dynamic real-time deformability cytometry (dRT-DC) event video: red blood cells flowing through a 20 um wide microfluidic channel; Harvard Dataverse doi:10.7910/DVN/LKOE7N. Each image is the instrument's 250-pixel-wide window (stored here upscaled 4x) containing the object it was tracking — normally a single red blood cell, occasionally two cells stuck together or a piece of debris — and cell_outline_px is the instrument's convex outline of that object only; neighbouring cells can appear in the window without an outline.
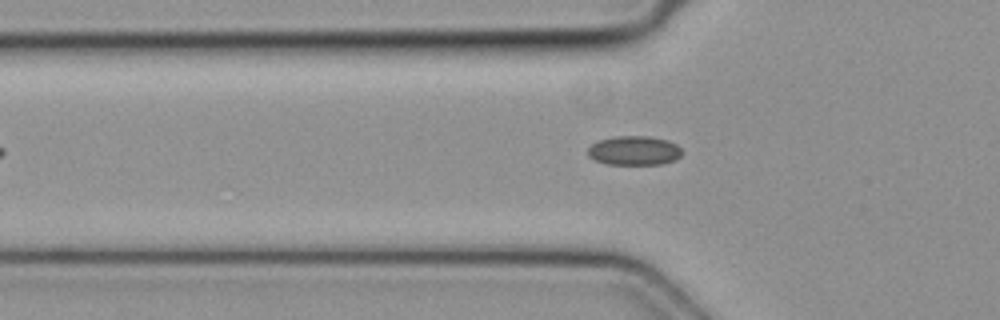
{"species": "common noctule bat (a hibernating species)", "species_latin": "Nyctalus noctula", "temperature_condition": "cold", "stored_images_in_passage": 22, "camera_frame_rate_fps": 3000, "um_per_image_px": 0.085, "animal": {"sex": "female", "body_mass_g": 19.3, "forearm_length_mm": 54.1}, "frame": {"image": 1, "passage_image": 2, "time_ms": 0.333, "image_size_px": [1000, 320], "cell_outline_px": [[680, 156], [676, 160], [660, 164], [608, 164], [596, 160], [588, 156], [588, 148], [592, 144], [600, 140], [616, 136], [648, 136], [668, 140], [676, 144], [680, 148]], "centroid_in_image_um": [53.91, 12.8], "position_along_channel_um": 71.9, "area_um2": 15.9}}
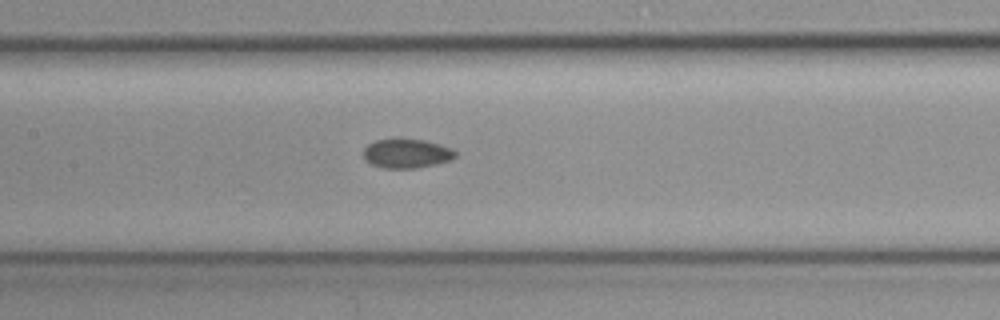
{"frame": {"image": 2, "passage_image": 9, "time_ms": 2.667, "image_size_px": [1000, 320], "cell_outline_px": [[456, 156], [452, 160], [416, 168], [384, 168], [372, 164], [364, 156], [364, 148], [368, 144], [376, 140], [424, 140], [440, 144], [452, 148], [456, 152]], "centroid_in_image_um": [34.61, 13.05], "position_along_channel_um": 172.8, "area_um2": 15.32}}
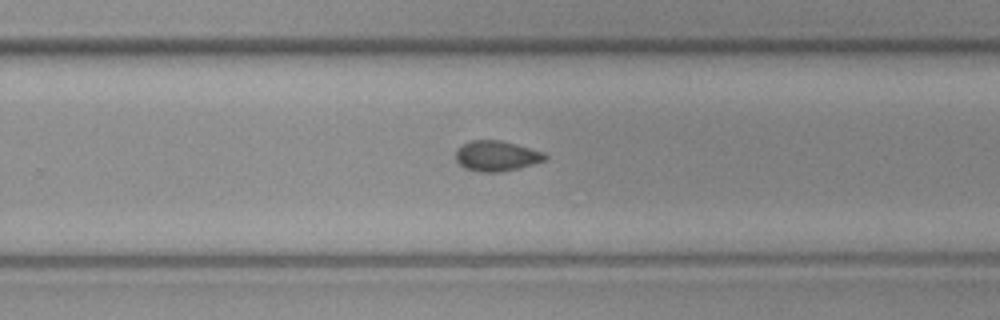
{"frame": {"image": 3, "passage_image": 17, "time_ms": 5.333, "image_size_px": [1000, 320], "cell_outline_px": [[548, 156], [544, 160], [532, 164], [500, 172], [476, 172], [464, 168], [456, 160], [456, 148], [472, 140], [500, 140], [516, 144], [544, 152]], "centroid_in_image_um": [42.17, 13.25], "position_along_channel_um": 287.6, "area_um2": 15.72}}